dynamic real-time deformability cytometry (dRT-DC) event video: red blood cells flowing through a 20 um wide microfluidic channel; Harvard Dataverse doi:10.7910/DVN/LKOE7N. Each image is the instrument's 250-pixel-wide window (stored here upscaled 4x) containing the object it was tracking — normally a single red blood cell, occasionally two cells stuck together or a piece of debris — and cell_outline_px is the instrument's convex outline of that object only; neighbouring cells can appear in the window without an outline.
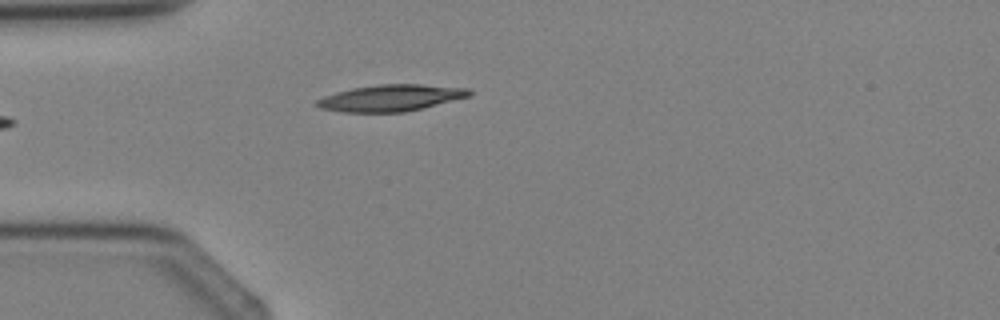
{"species": "Egyptian fruit bat (a non-hibernating species)", "species_latin": "Rousettus aegyptiacus", "temperature_condition": "cold", "stored_images_in_passage": 2, "camera_frame_rate_fps": 3000, "um_per_image_px": 0.085, "animal": {"sex": "female"}, "frame": {"image": 1, "passage_image": 2, "time_ms": 1.333, "image_size_px": [1000, 320], "cell_outline_px": [[472, 96], [424, 108], [404, 112], [344, 112], [320, 108], [316, 104], [316, 100], [324, 96], [336, 92], [352, 88], [380, 84], [420, 84], [468, 88], [472, 92]], "centroid_in_image_um": [33.26, 8.32], "position_along_channel_um": 51.7, "area_um2": 23.64}}